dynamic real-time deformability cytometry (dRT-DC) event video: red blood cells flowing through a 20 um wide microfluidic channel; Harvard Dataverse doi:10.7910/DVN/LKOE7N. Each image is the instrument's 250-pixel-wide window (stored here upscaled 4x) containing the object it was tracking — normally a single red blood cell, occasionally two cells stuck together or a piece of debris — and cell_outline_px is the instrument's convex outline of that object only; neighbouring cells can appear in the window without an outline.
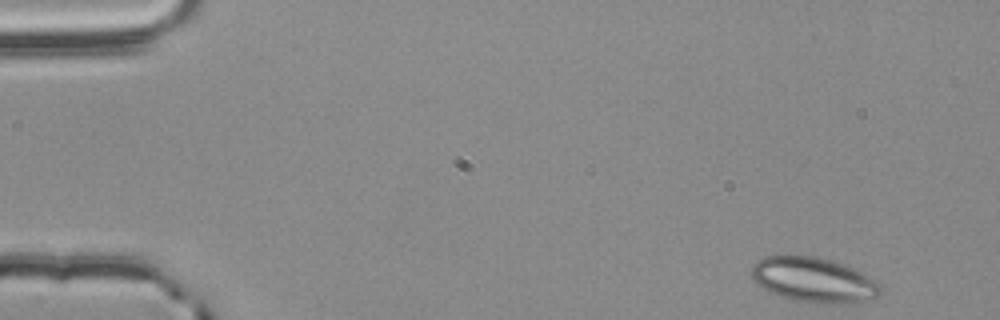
{"species": "common noctule bat (a hibernating species)", "species_latin": "Nyctalus noctula", "temperature_condition": "room temperature", "stored_images_in_passage": 52, "camera_frame_rate_fps": 3000, "um_per_image_px": 0.085, "animal": {"sex": "male", "body_mass_g": 20.4}, "frame": {"image": 1, "passage_image": 1, "time_ms": 0.0, "image_size_px": [1000, 320], "cell_outline_px": [[884, 292], [876, 296], [852, 304], [816, 304], [792, 300], [780, 296], [756, 284], [752, 276], [752, 268], [756, 260], [764, 256], [784, 252], [816, 256], [832, 260], [864, 272], [872, 276], [884, 288]], "centroid_in_image_um": [69.18, 23.76], "position_along_channel_um": 15.8, "area_um2": 35.08}}
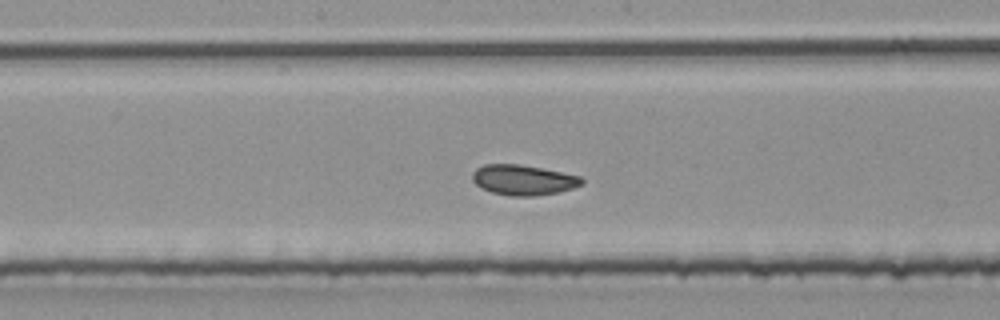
{"frame": {"image": 2, "passage_image": 26, "time_ms": 8.333, "image_size_px": [1000, 320], "cell_outline_px": [[584, 184], [560, 192], [532, 196], [508, 196], [492, 192], [480, 188], [472, 180], [472, 172], [476, 168], [484, 164], [520, 164], [580, 176], [584, 180]], "centroid_in_image_um": [44.45, 15.3], "position_along_channel_um": 203.7, "area_um2": 19.36}}
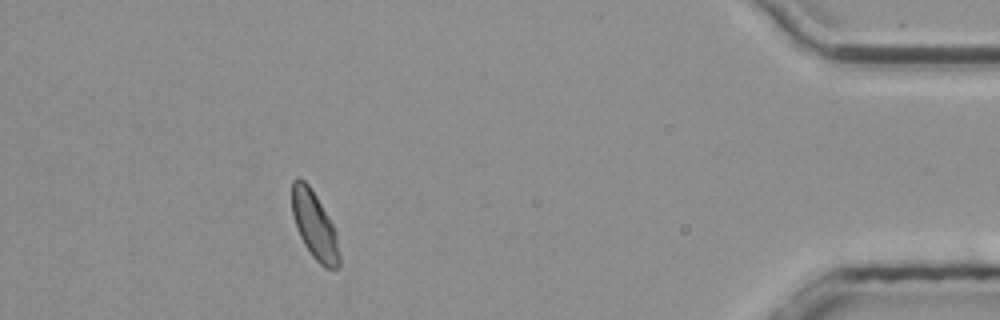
{"frame": {"image": 3, "passage_image": 47, "time_ms": 15.333, "image_size_px": [1000, 320], "cell_outline_px": [[340, 264], [336, 268], [324, 268], [312, 256], [304, 244], [296, 228], [292, 212], [292, 180], [296, 176], [304, 180], [308, 184], [316, 196], [332, 224], [336, 232], [340, 256]], "centroid_in_image_um": [26.72, 19.15], "position_along_channel_um": 408.5, "area_um2": 18.5}, "authors_computed_cell_mechanics": {"area_um2": 19.363, "velocity_mm_per_s": 3.7342, "shape_relaxation_time_tau1_ms": null, "shape_relaxation_time_tau2_ms": 1.4223, "deformation_change_tau1": null, "deformation_change_tau2": 0.0627}}